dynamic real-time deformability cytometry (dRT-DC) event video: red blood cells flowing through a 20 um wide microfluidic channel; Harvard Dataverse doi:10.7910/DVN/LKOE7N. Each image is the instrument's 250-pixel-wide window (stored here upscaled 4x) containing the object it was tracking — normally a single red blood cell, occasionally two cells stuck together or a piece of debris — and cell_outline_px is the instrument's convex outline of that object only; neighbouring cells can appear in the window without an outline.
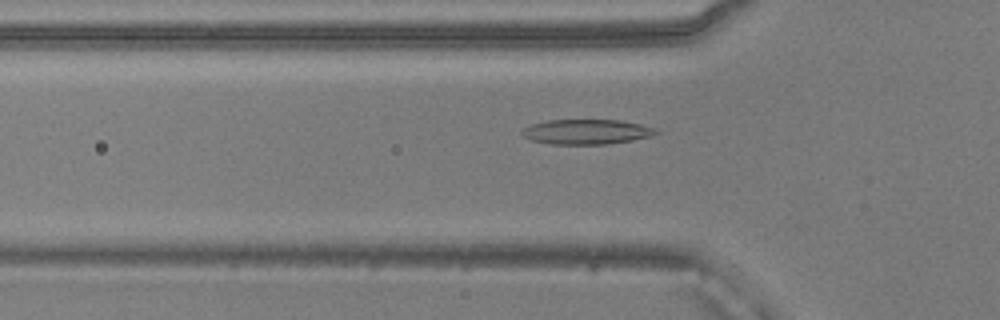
{"species": "common noctule bat (a hibernating species)", "species_latin": "Nyctalus noctula", "temperature_condition": "warm", "stored_images_in_passage": 51, "camera_frame_rate_fps": 3000, "um_per_image_px": 0.085, "animal": {"sex": "male", "body_mass_g": 20.5, "forearm_length_mm": 52.5}, "frame": {"image": 1, "passage_image": 16, "time_ms": 5.0, "image_size_px": [1000, 320], "cell_outline_px": [[660, 132], [652, 136], [632, 140], [608, 144], [552, 144], [532, 140], [524, 136], [520, 132], [524, 128], [532, 124], [548, 120], [620, 120], [640, 124], [656, 128]], "centroid_in_image_um": [49.89, 11.2], "position_along_channel_um": 75.9, "area_um2": 19.42}}
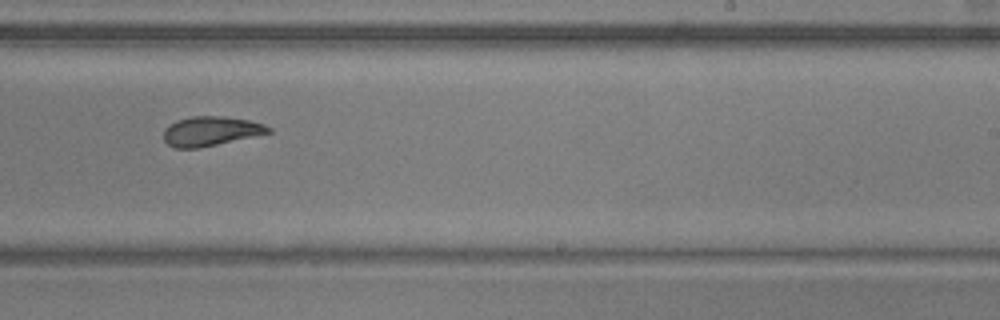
{"frame": {"image": 2, "passage_image": 31, "time_ms": 10.0, "image_size_px": [1000, 320], "cell_outline_px": [[272, 132], [200, 148], [172, 148], [164, 140], [164, 128], [168, 124], [176, 120], [192, 116], [220, 116], [248, 120], [264, 124], [272, 128]], "centroid_in_image_um": [17.88, 11.15], "position_along_channel_um": 271.1, "area_um2": 18.03}}
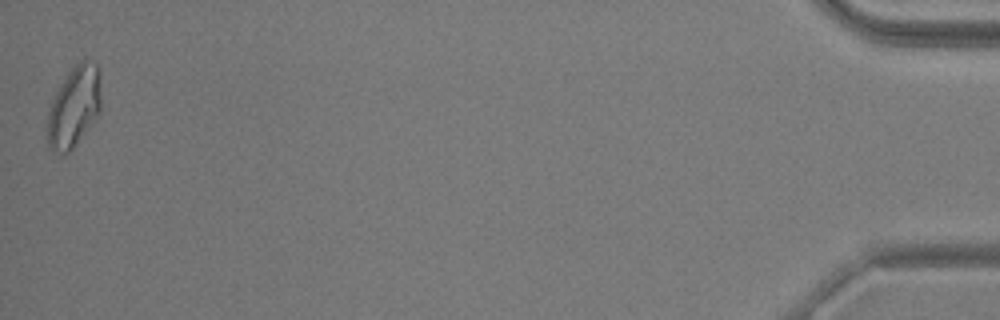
{"frame": {"image": 3, "passage_image": 51, "time_ms": 16.667, "image_size_px": [1000, 320], "cell_outline_px": [[100, 108], [96, 120], [72, 148], [68, 152], [60, 152], [48, 148], [48, 112], [52, 100], [60, 84], [68, 72], [84, 56], [96, 60], [100, 96]], "centroid_in_image_um": [6.31, 9.02], "position_along_channel_um": 428.9, "area_um2": 25.09}, "authors_computed_cell_mechanics": {"area_um2": 19.5942, "velocity_mm_per_s": 3.8952, "shape_relaxation_time_tau1_ms": 6.4229, "shape_relaxation_time_tau2_ms": 3.0165, "deformation_change_tau1": 0.1983, "deformation_change_tau2": 0.0998}}